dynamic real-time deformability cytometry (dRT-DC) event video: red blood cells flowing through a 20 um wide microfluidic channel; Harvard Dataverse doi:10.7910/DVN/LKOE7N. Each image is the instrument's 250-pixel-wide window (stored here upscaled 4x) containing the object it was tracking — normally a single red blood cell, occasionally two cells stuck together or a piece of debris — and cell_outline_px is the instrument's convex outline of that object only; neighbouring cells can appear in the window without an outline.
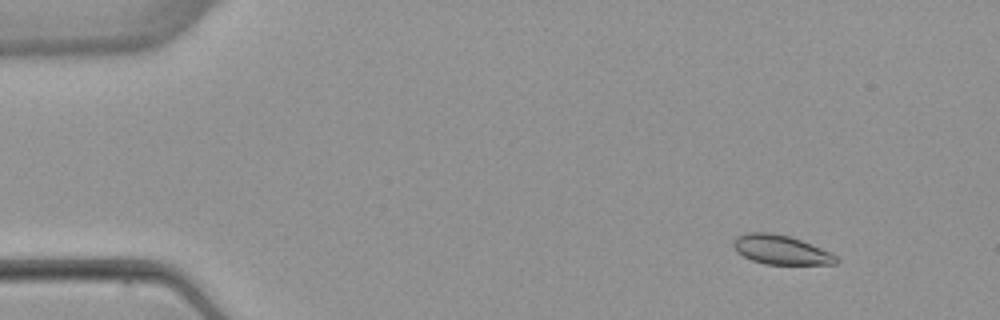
{"species": "common noctule bat (a hibernating species)", "species_latin": "Nyctalus noctula", "temperature_condition": "warm", "stored_images_in_passage": 5, "camera_frame_rate_fps": 3000, "um_per_image_px": 0.085, "animal": {"sex": "female", "body_mass_g": 22.7, "forearm_length_mm": 54.2}, "frame": {"image": 1, "passage_image": 1, "time_ms": 0.0, "image_size_px": [1000, 320], "cell_outline_px": [[840, 260], [836, 264], [764, 264], [752, 260], [736, 252], [732, 244], [732, 240], [736, 236], [744, 232], [768, 232], [788, 236], [800, 240], [820, 248], [836, 256]], "centroid_in_image_um": [66.31, 21.23], "position_along_channel_um": 18.7, "area_um2": 17.46}}
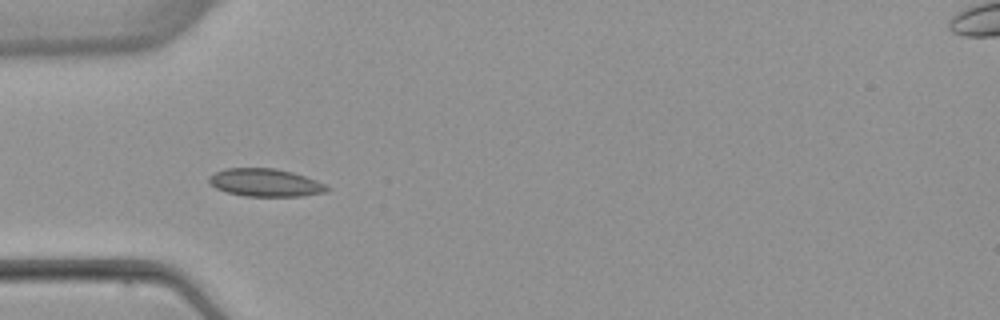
{"frame": {"image": 2, "passage_image": 4, "time_ms": 3.667, "image_size_px": [1000, 320], "cell_outline_px": [[332, 188], [328, 192], [300, 196], [244, 196], [228, 192], [216, 188], [208, 184], [208, 176], [224, 168], [276, 168], [292, 172], [316, 180]], "centroid_in_image_um": [22.55, 15.52], "position_along_channel_um": 62.5, "area_um2": 19.25}}
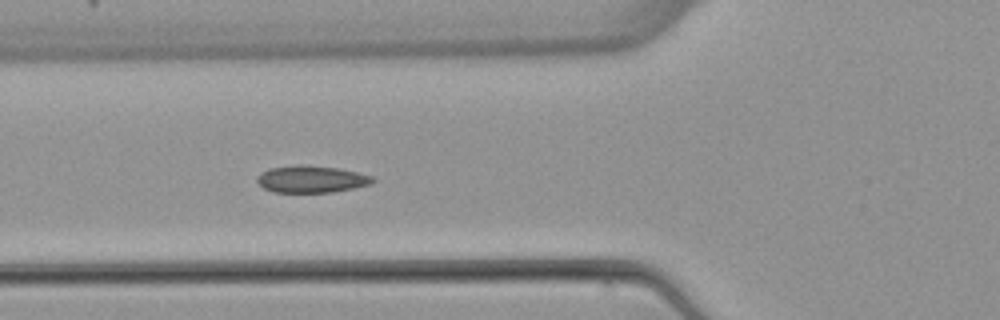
{"frame": {"image": 3, "passage_image": 5, "time_ms": 4.667, "image_size_px": [1000, 320], "cell_outline_px": [[376, 180], [372, 184], [332, 192], [272, 192], [264, 188], [256, 180], [256, 176], [260, 172], [268, 168], [300, 164], [304, 164], [340, 168], [372, 176]], "centroid_in_image_um": [26.44, 15.21], "position_along_channel_um": 99.4, "area_um2": 18.38}}